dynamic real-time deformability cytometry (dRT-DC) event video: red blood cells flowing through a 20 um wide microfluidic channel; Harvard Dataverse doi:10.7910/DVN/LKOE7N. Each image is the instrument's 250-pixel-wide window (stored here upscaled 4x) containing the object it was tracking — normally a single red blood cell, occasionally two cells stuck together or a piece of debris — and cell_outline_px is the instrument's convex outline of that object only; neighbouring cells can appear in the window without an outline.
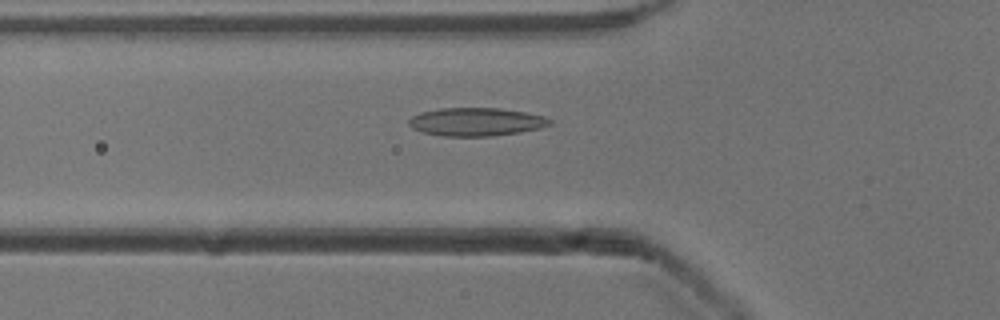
{"species": "common noctule bat (a hibernating species)", "species_latin": "Nyctalus noctula", "temperature_condition": "cold", "stored_images_in_passage": 32, "camera_frame_rate_fps": 3000, "um_per_image_px": 0.085, "animal": {"sex": "male", "body_mass_g": 13.3}, "frame": {"image": 1, "passage_image": 3, "time_ms": 0.667, "image_size_px": [1000, 320], "cell_outline_px": [[552, 124], [540, 128], [520, 132], [492, 136], [444, 136], [424, 132], [412, 128], [408, 124], [408, 120], [412, 116], [420, 112], [440, 108], [500, 108], [524, 112], [544, 116], [552, 120]], "centroid_in_image_um": [40.47, 10.35], "position_along_channel_um": 85.3, "area_um2": 23.18}}
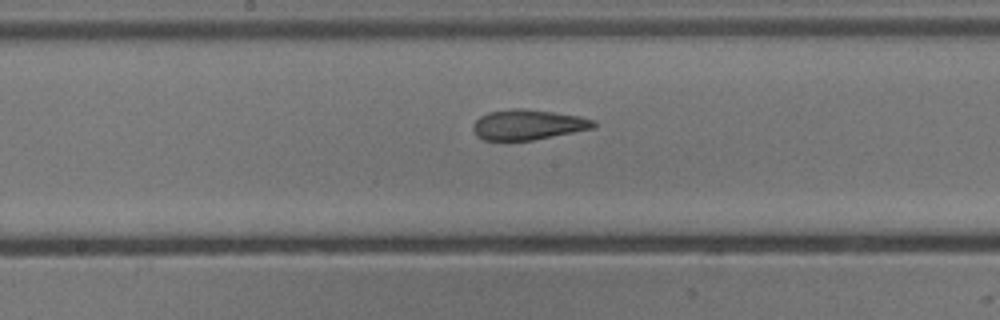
{"frame": {"image": 2, "passage_image": 12, "time_ms": 3.667, "image_size_px": [1000, 320], "cell_outline_px": [[596, 128], [532, 140], [484, 140], [476, 136], [472, 128], [472, 124], [480, 116], [488, 112], [508, 108], [520, 108], [552, 112], [580, 116], [596, 120]], "centroid_in_image_um": [44.87, 10.59], "position_along_channel_um": 203.3, "area_um2": 21.39}}
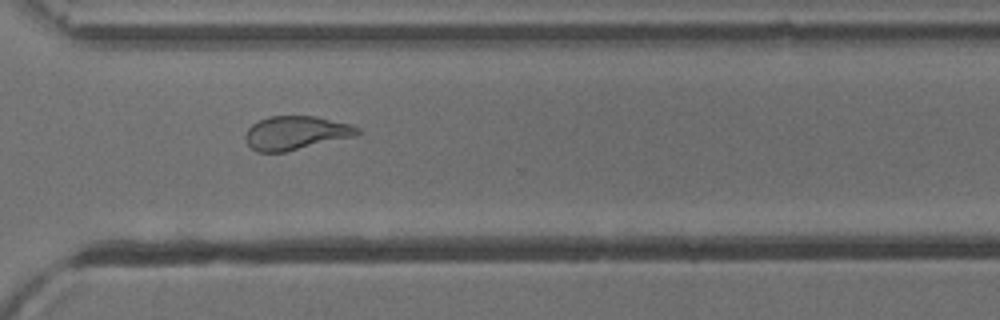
{"frame": {"image": 3, "passage_image": 23, "time_ms": 7.333, "image_size_px": [1000, 320], "cell_outline_px": [[360, 132], [356, 136], [284, 152], [256, 152], [248, 144], [244, 136], [248, 128], [252, 124], [268, 116], [316, 116], [352, 124], [360, 128]], "centroid_in_image_um": [25.16, 11.29], "position_along_channel_um": 345.4, "area_um2": 22.08}, "authors_computed_cell_mechanics": {"area_um2": 22.0796, "velocity_mm_per_s": 3.8915, "shape_relaxation_time_tau1_ms": 6.865, "shape_relaxation_time_tau2_ms": 1.7443, "deformation_change_tau1": 0.1722, "deformation_change_tau2": 0.0876}}